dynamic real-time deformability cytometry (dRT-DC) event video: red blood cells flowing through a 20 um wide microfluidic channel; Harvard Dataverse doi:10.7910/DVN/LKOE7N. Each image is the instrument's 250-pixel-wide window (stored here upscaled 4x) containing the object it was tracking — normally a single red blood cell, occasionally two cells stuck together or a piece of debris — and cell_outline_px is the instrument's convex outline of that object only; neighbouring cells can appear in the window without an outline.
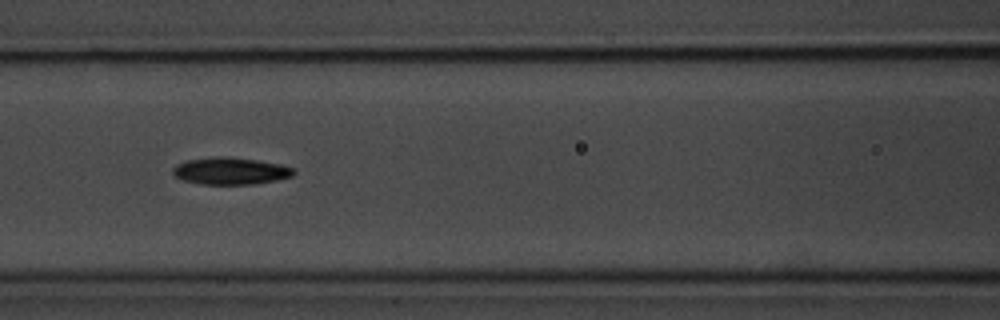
{"species": "common noctule bat (a hibernating species)", "species_latin": "Nyctalus noctula", "temperature_condition": "room temperature", "stored_images_in_passage": 46, "camera_frame_rate_fps": 3000, "um_per_image_px": 0.085, "animal": {"sex": "male", "body_mass_g": 20.1, "forearm_length_mm": 53.5}, "frame": {"image": 1, "passage_image": 14, "time_ms": 4.333, "image_size_px": [1000, 320], "cell_outline_px": [[296, 172], [292, 176], [276, 180], [256, 184], [200, 184], [184, 180], [176, 176], [172, 172], [172, 168], [176, 164], [188, 160], [212, 156], [224, 156], [256, 160], [280, 164], [292, 168]], "centroid_in_image_um": [19.58, 14.53], "position_along_channel_um": 147.0, "area_um2": 19.02}}
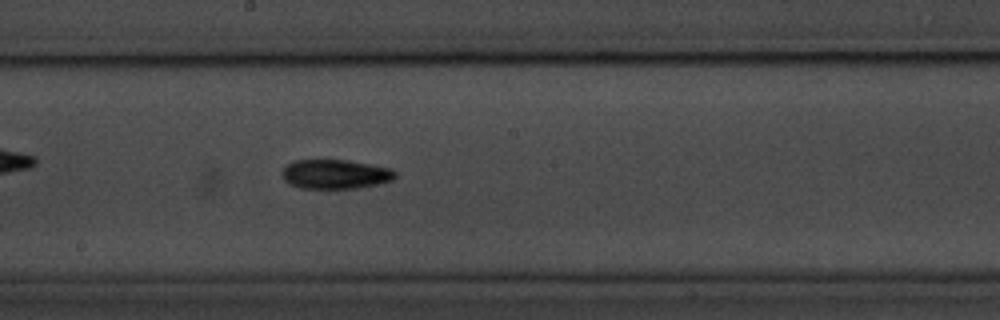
{"frame": {"image": 2, "passage_image": 20, "time_ms": 6.333, "image_size_px": [1000, 320], "cell_outline_px": [[396, 176], [392, 180], [376, 184], [356, 188], [300, 188], [288, 184], [284, 180], [280, 172], [288, 164], [296, 160], [348, 160], [392, 168], [396, 172]], "centroid_in_image_um": [28.48, 14.8], "position_along_channel_um": 219.7, "area_um2": 19.36}, "authors_computed_cell_mechanics": {"area_um2": 18.496, "velocity_mm_per_s": 3.6428, "shape_relaxation_time_tau1_ms": 3.0733, "shape_relaxation_time_tau2_ms": null, "deformation_change_tau1": 0.1286, "deformation_change_tau2": null}}